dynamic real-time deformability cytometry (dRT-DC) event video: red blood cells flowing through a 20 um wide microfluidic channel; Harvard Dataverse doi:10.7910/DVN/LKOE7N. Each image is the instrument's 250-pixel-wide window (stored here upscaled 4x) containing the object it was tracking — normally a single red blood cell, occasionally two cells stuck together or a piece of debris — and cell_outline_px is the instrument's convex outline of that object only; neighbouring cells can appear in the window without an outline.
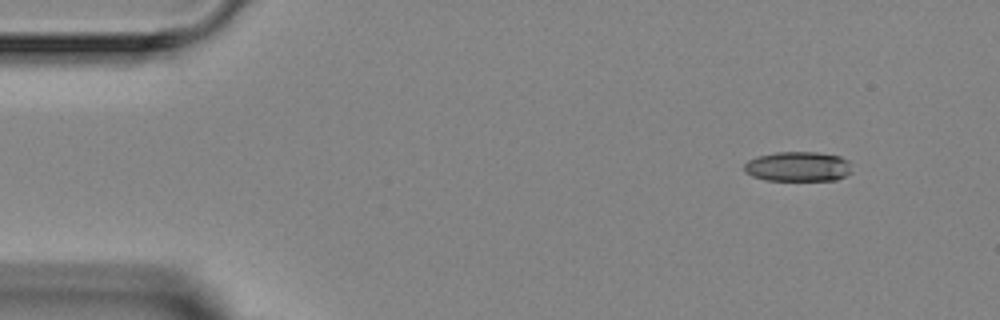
{"species": "Egyptian fruit bat (a non-hibernating species)", "species_latin": "Rousettus aegyptiacus", "temperature_condition": "room temperature", "stored_images_in_passage": 5, "camera_frame_rate_fps": 3000, "um_per_image_px": 0.085, "animal": {"sex": "female"}, "frame": {"image": 1, "passage_image": 1, "time_ms": 0.0, "image_size_px": [1000, 320], "cell_outline_px": [[852, 172], [836, 180], [764, 180], [752, 176], [744, 172], [744, 164], [748, 160], [756, 156], [776, 152], [816, 152], [840, 156], [848, 160]], "centroid_in_image_um": [67.81, 14.15], "position_along_channel_um": 17.2, "area_um2": 18.84}}
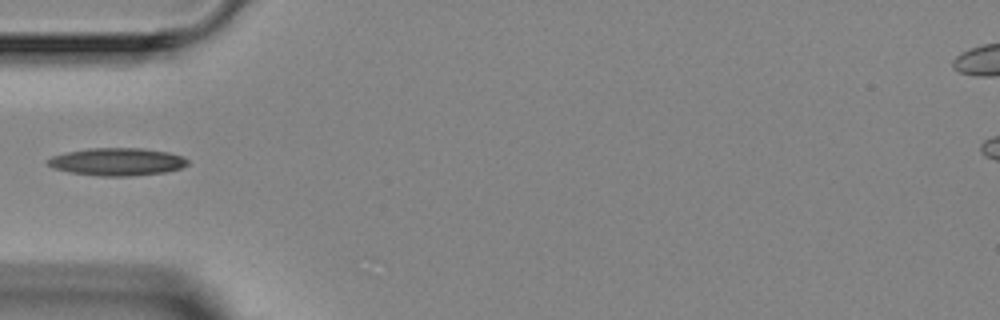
{"frame": {"image": 2, "passage_image": 4, "time_ms": 3.667, "image_size_px": [1000, 320], "cell_outline_px": [[188, 164], [180, 168], [164, 172], [128, 176], [100, 176], [68, 172], [52, 168], [44, 160], [52, 156], [68, 152], [88, 148], [144, 148], [168, 152], [180, 156], [188, 160]], "centroid_in_image_um": [9.91, 13.75], "position_along_channel_um": 75.1, "area_um2": 22.48}}
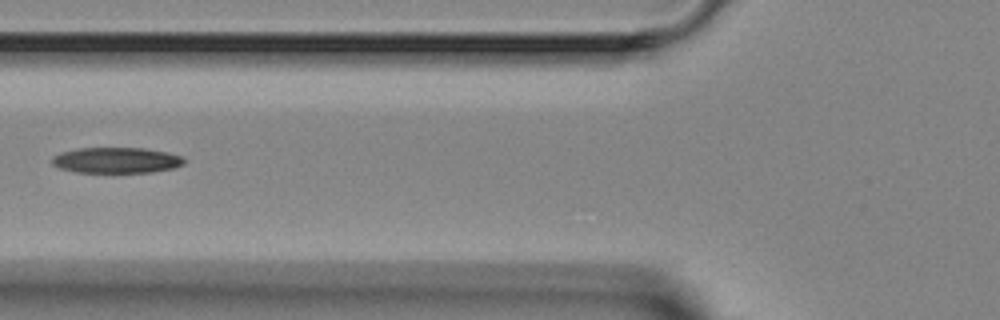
{"frame": {"image": 3, "passage_image": 5, "time_ms": 4.667, "image_size_px": [1000, 320], "cell_outline_px": [[184, 164], [176, 168], [152, 172], [76, 172], [60, 168], [52, 164], [52, 156], [60, 152], [76, 148], [144, 148], [164, 152], [180, 156], [184, 160]], "centroid_in_image_um": [9.86, 13.62], "position_along_channel_um": 115.9, "area_um2": 19.77}}